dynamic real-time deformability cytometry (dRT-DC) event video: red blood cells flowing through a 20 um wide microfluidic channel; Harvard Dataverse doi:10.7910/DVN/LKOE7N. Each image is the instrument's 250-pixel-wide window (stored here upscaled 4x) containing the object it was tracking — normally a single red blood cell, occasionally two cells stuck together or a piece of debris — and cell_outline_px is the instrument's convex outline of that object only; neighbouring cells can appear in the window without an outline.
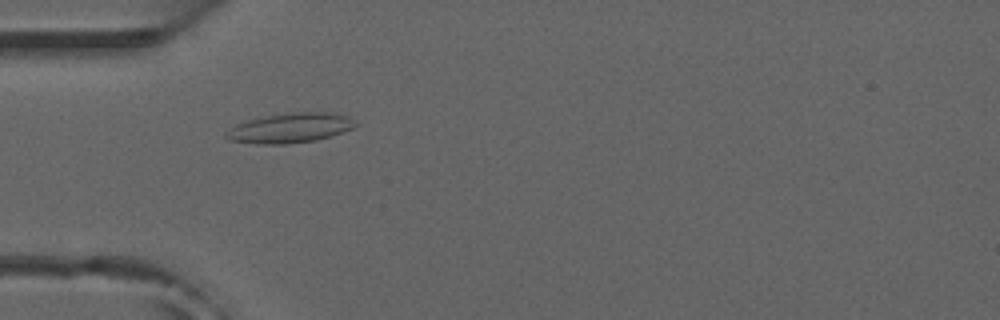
{"species": "common noctule bat (a hibernating species)", "species_latin": "Nyctalus noctula", "temperature_condition": "room temperature", "stored_images_in_passage": 2, "camera_frame_rate_fps": 3000, "um_per_image_px": 0.085, "animal": {"sex": "male", "forearm_length_mm": 52.5}, "frame": {"image": 1, "passage_image": 1, "time_ms": 0.0, "image_size_px": [1000, 320], "cell_outline_px": [[356, 124], [352, 128], [316, 140], [284, 144], [256, 144], [228, 140], [224, 136], [224, 132], [236, 124], [248, 120], [268, 116], [292, 112], [324, 112], [348, 116]], "centroid_in_image_um": [24.58, 10.89], "position_along_channel_um": 60.4, "area_um2": 22.08}}